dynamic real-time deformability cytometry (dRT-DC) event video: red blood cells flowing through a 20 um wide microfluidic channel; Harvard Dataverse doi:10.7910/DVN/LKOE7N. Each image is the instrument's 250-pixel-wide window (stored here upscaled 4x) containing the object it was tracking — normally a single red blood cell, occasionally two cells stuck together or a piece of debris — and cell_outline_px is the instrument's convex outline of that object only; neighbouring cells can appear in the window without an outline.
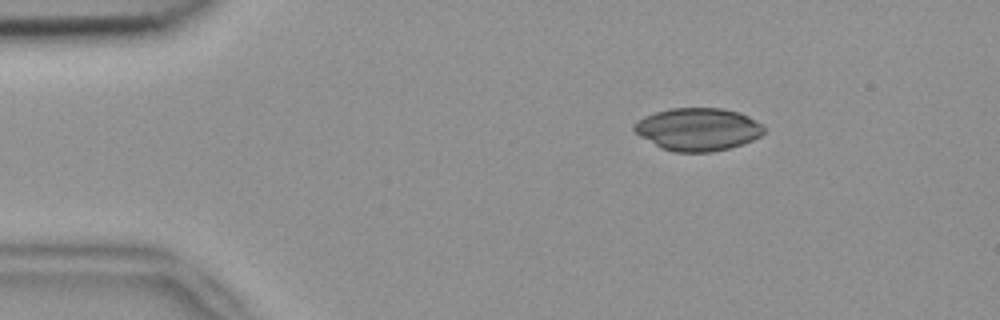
{"species": "common noctule bat (a hibernating species)", "species_latin": "Nyctalus noctula", "temperature_condition": "room temperature", "stored_images_in_passage": 3, "camera_frame_rate_fps": 3000, "um_per_image_px": 0.085, "animal": {"sex": "female", "body_mass_g": 18.4}, "frame": {"image": 1, "passage_image": 1, "time_ms": 0.0, "image_size_px": [1000, 320], "cell_outline_px": [[764, 132], [760, 136], [744, 144], [712, 152], [676, 152], [660, 148], [640, 136], [632, 128], [644, 116], [656, 112], [672, 108], [720, 108], [740, 112], [764, 124]], "centroid_in_image_um": [59.35, 10.99], "position_along_channel_um": 25.6, "area_um2": 32.31}}